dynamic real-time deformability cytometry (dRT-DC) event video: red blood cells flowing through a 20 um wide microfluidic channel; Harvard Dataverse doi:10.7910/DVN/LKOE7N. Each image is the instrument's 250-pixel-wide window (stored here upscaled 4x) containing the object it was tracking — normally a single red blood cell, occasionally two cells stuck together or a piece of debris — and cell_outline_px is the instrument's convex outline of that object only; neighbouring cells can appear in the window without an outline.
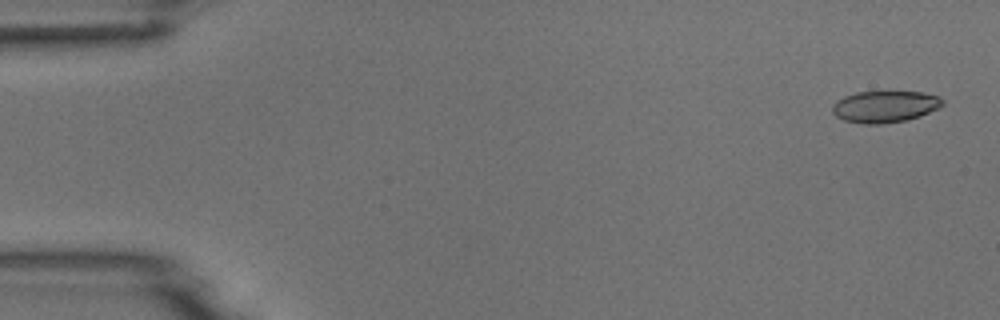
{"species": "common noctule bat (a hibernating species)", "species_latin": "Nyctalus noctula", "temperature_condition": "room temperature", "stored_images_in_passage": 4, "camera_frame_rate_fps": 3000, "um_per_image_px": 0.085, "animal": {"sex": "male", "body_mass_g": 18.8}, "frame": {"image": 1, "passage_image": 1, "time_ms": 0.0, "image_size_px": [1000, 320], "cell_outline_px": [[944, 104], [940, 108], [920, 116], [908, 120], [880, 124], [864, 124], [844, 120], [836, 116], [832, 112], [832, 104], [836, 100], [844, 96], [856, 92], [924, 92], [940, 96], [944, 100]], "centroid_in_image_um": [75.24, 9.06], "position_along_channel_um": 9.8, "area_um2": 20.58}}
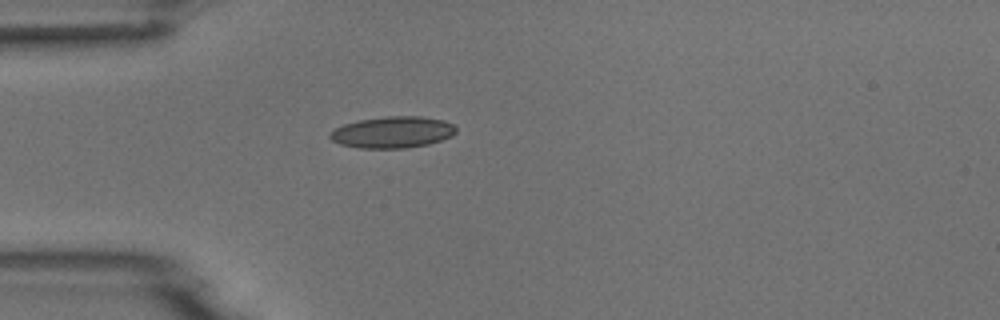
{"frame": {"image": 2, "passage_image": 4, "time_ms": 4.333, "image_size_px": [1000, 320], "cell_outline_px": [[456, 132], [452, 136], [428, 144], [404, 148], [360, 148], [340, 144], [332, 140], [328, 136], [328, 132], [344, 124], [360, 120], [388, 116], [420, 116], [444, 120], [452, 124], [456, 128]], "centroid_in_image_um": [33.36, 11.24], "position_along_channel_um": 51.6, "area_um2": 23.06}}